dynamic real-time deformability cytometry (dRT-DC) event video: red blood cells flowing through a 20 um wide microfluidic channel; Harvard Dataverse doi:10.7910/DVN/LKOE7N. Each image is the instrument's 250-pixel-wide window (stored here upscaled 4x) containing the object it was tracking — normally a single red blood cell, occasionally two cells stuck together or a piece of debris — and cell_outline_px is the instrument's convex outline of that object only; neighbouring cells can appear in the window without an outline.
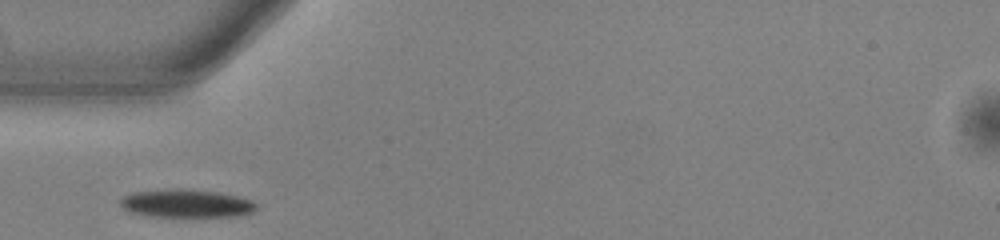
{"species": "common noctule bat (a hibernating species)", "species_latin": "Nyctalus noctula", "temperature_condition": "warm", "stored_images_in_passage": 31, "camera_frame_rate_fps": 3000, "um_per_image_px": 0.085, "animal": {"sex": "male", "body_mass_g": 13.0, "forearm_length_mm": 53.1}, "frame": {"image": 1, "passage_image": 1, "time_ms": 0.0, "image_size_px": [1000, 240], "cell_outline_px": [[256, 208], [252, 212], [240, 216], [148, 216], [132, 212], [124, 208], [120, 204], [120, 200], [124, 196], [136, 192], [216, 192], [240, 196], [252, 200], [256, 204]], "centroid_in_image_um": [15.93, 17.35], "position_along_channel_um": 69.1, "area_um2": 20.87}}
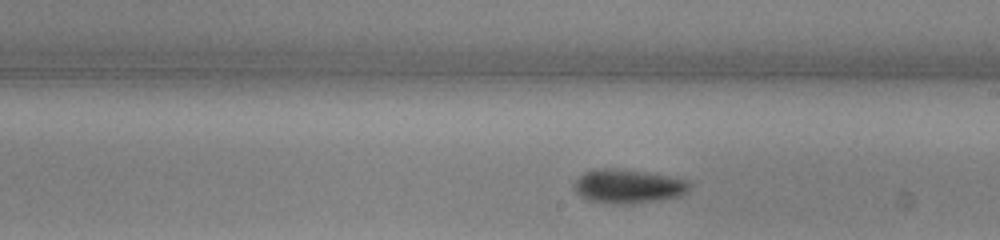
{"frame": {"image": 2, "passage_image": 14, "time_ms": 4.333, "image_size_px": [1000, 240], "cell_outline_px": [[692, 188], [688, 192], [680, 196], [656, 200], [628, 204], [624, 204], [588, 200], [580, 196], [576, 192], [572, 184], [584, 172], [592, 168], [612, 168], [644, 172], [668, 176], [688, 180], [692, 184]], "centroid_in_image_um": [53.39, 15.82], "position_along_channel_um": 235.6, "area_um2": 22.83}}
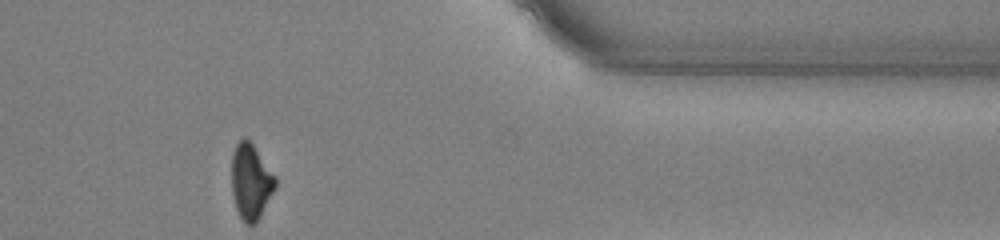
{"frame": {"image": 3, "passage_image": 28, "time_ms": 9.0, "image_size_px": [1000, 240], "cell_outline_px": [[276, 188], [256, 224], [244, 224], [236, 208], [232, 196], [232, 152], [236, 144], [244, 136], [252, 144], [276, 176]], "centroid_in_image_um": [21.32, 15.46], "position_along_channel_um": 390.1, "area_um2": 19.31}, "authors_computed_cell_mechanics": {"area_um2": 21.9062, "velocity_mm_per_s": 3.8427, "shape_relaxation_time_tau1_ms": 2.6413, "shape_relaxation_time_tau2_ms": 10.1814, "deformation_change_tau1": 0.1211, "deformation_change_tau2": 0.1732}}